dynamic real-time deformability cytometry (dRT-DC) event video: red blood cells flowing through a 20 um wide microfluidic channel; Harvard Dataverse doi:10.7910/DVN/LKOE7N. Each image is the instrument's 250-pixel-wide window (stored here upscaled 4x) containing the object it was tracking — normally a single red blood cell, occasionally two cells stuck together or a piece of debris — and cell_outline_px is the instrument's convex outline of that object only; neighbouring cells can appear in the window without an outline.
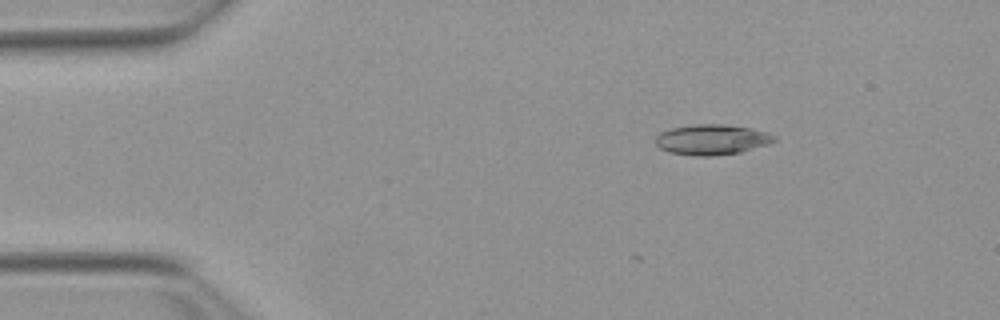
{"species": "Egyptian fruit bat (a non-hibernating species)", "species_latin": "Rousettus aegyptiacus", "temperature_condition": "warm", "stored_images_in_passage": 4, "camera_frame_rate_fps": 3000, "um_per_image_px": 0.085, "animal": {"sex": "female"}, "frame": {"image": 1, "passage_image": 1, "time_ms": 0.0, "image_size_px": [1000, 320], "cell_outline_px": [[776, 140], [768, 144], [740, 152], [712, 156], [696, 156], [672, 152], [660, 148], [656, 144], [656, 136], [660, 132], [672, 128], [696, 124], [724, 124], [752, 128], [776, 136]], "centroid_in_image_um": [60.51, 11.86], "position_along_channel_um": 24.5, "area_um2": 20.81}}